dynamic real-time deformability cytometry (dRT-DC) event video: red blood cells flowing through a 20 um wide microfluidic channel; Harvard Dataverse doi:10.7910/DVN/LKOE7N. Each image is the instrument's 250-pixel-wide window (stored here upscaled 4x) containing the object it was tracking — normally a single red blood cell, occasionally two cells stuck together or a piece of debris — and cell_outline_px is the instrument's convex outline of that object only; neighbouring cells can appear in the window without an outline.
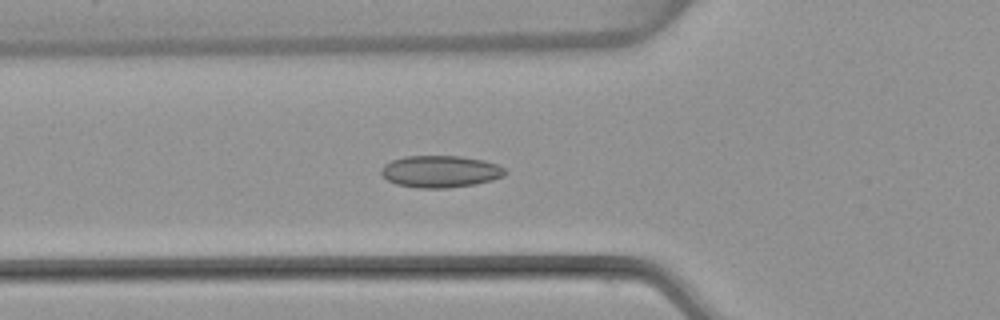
{"species": "common noctule bat (a hibernating species)", "species_latin": "Nyctalus noctula", "temperature_condition": "warm", "stored_images_in_passage": 53, "camera_frame_rate_fps": 3000, "um_per_image_px": 0.085, "animal": {"sex": "female", "body_mass_g": 22.7, "forearm_length_mm": 54.2}, "frame": {"image": 1, "passage_image": 19, "time_ms": 6.0, "image_size_px": [1000, 320], "cell_outline_px": [[508, 172], [504, 176], [492, 180], [476, 184], [448, 188], [416, 188], [396, 184], [388, 180], [380, 172], [380, 168], [384, 164], [392, 160], [404, 156], [460, 156], [484, 160], [496, 164], [504, 168]], "centroid_in_image_um": [37.43, 14.58], "position_along_channel_um": 88.4, "area_um2": 23.24}}
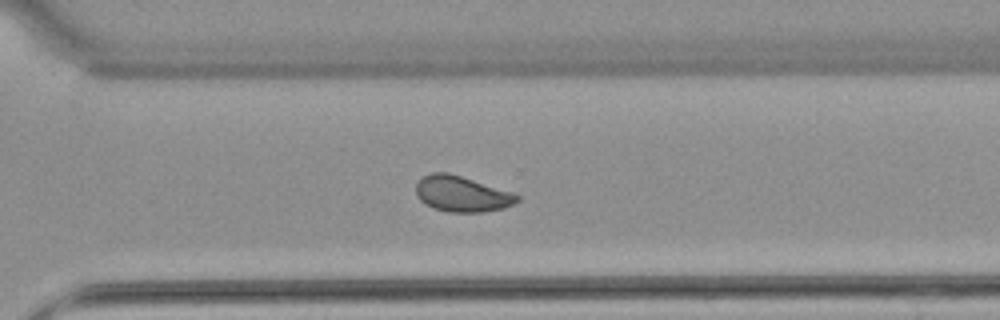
{"frame": {"image": 2, "passage_image": 38, "time_ms": 12.333, "image_size_px": [1000, 320], "cell_outline_px": [[520, 200], [504, 208], [484, 212], [448, 212], [432, 208], [420, 200], [416, 196], [416, 184], [424, 176], [432, 172], [448, 172], [512, 192], [520, 196]], "centroid_in_image_um": [39.25, 16.49], "position_along_channel_um": 331.4, "area_um2": 21.04}}
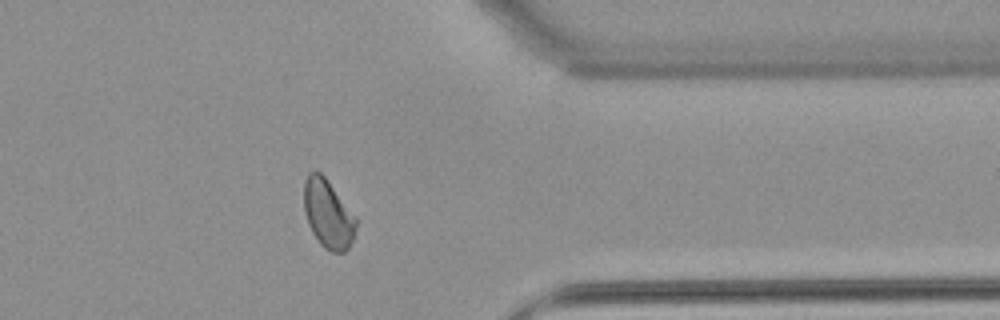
{"frame": {"image": 3, "passage_image": 43, "time_ms": 14.0, "image_size_px": [1000, 320], "cell_outline_px": [[356, 228], [352, 240], [348, 248], [344, 252], [332, 252], [324, 248], [320, 244], [312, 232], [308, 224], [304, 212], [304, 180], [308, 172], [320, 172], [324, 176], [356, 216]], "centroid_in_image_um": [27.87, 18.19], "position_along_channel_um": 383.5, "area_um2": 20.75}, "authors_computed_cell_mechanics": {"area_um2": 21.5016, "velocity_mm_per_s": 3.8361, "shape_relaxation_time_tau1_ms": 6.3008, "shape_relaxation_time_tau2_ms": 1.5237, "deformation_change_tau1": 0.1189, "deformation_change_tau2": 0.0571}}